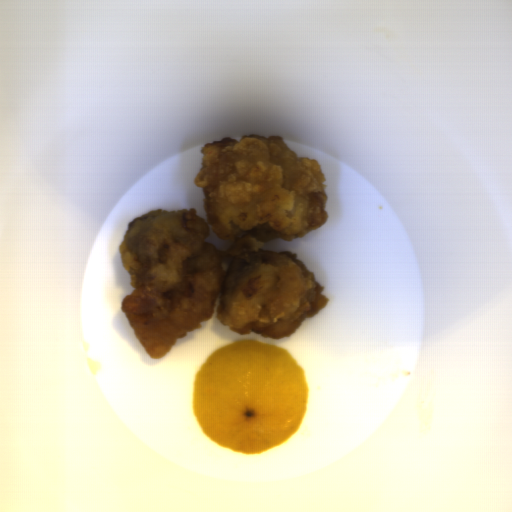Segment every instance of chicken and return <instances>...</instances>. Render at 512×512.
Segmentation results:
<instances>
[{
	"instance_id": "1",
	"label": "chicken",
	"mask_w": 512,
	"mask_h": 512,
	"mask_svg": "<svg viewBox=\"0 0 512 512\" xmlns=\"http://www.w3.org/2000/svg\"><path fill=\"white\" fill-rule=\"evenodd\" d=\"M200 152L193 182L207 222L192 207L151 210L129 221L117 248L135 288L120 308L154 360L202 328L218 297V322L274 340L290 337L330 301L296 253L262 249L327 222L320 162L298 157L281 136H224Z\"/></svg>"
}]
</instances>
